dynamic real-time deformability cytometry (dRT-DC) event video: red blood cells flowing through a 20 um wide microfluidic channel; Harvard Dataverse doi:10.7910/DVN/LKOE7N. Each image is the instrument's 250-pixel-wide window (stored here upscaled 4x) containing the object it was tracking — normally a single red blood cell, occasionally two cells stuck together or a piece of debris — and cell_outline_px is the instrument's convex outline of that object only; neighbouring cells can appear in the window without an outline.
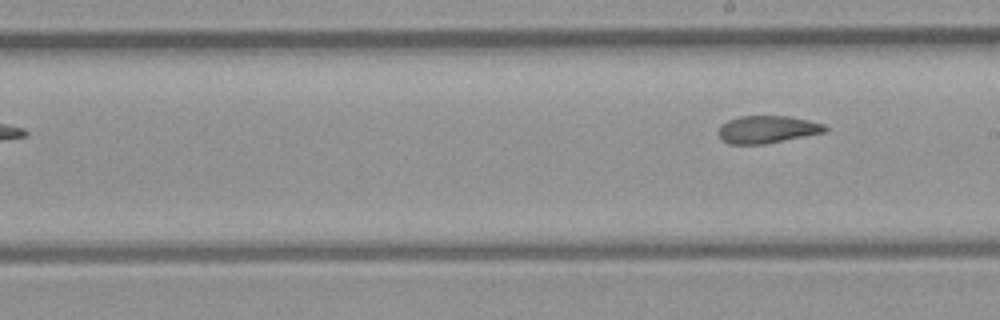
{"species": "common noctule bat (a hibernating species)", "species_latin": "Nyctalus noctula", "temperature_condition": "room temperature", "stored_images_in_passage": 9, "camera_frame_rate_fps": 3000, "um_per_image_px": 0.085, "animal": {"sex": "female", "body_mass_g": 21.9}, "frame": {"image": 1, "passage_image": 9, "time_ms": 10.0, "image_size_px": [1000, 320], "cell_outline_px": [[828, 128], [824, 132], [764, 144], [728, 144], [716, 132], [720, 124], [728, 120], [740, 116], [788, 116], [808, 120], [824, 124]], "centroid_in_image_um": [65.17, 10.99], "position_along_channel_um": 223.8, "area_um2": 16.99}}